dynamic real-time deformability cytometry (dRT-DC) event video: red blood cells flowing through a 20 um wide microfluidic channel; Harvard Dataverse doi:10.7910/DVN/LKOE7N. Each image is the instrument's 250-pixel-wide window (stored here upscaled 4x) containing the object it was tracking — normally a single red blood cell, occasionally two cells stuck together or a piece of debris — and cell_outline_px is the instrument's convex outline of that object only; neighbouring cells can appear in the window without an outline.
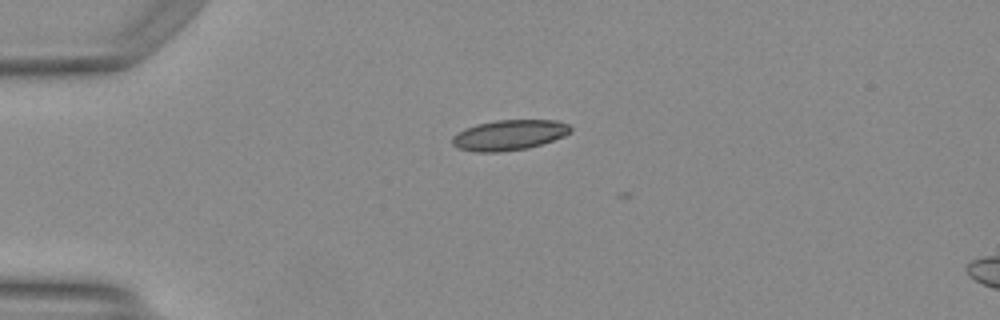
{"species": "Egyptian fruit bat (a non-hibernating species)", "species_latin": "Rousettus aegyptiacus", "temperature_condition": "warm", "stored_images_in_passage": 4, "camera_frame_rate_fps": 3000, "um_per_image_px": 0.085, "animal": {"sex": "female"}, "frame": {"image": 1, "passage_image": 1, "time_ms": 0.0, "image_size_px": [1000, 320], "cell_outline_px": [[572, 132], [564, 136], [528, 148], [500, 152], [476, 152], [460, 148], [452, 144], [452, 136], [464, 128], [476, 124], [496, 120], [556, 120], [568, 124], [572, 128]], "centroid_in_image_um": [43.28, 11.47], "position_along_channel_um": 41.7, "area_um2": 20.92}}